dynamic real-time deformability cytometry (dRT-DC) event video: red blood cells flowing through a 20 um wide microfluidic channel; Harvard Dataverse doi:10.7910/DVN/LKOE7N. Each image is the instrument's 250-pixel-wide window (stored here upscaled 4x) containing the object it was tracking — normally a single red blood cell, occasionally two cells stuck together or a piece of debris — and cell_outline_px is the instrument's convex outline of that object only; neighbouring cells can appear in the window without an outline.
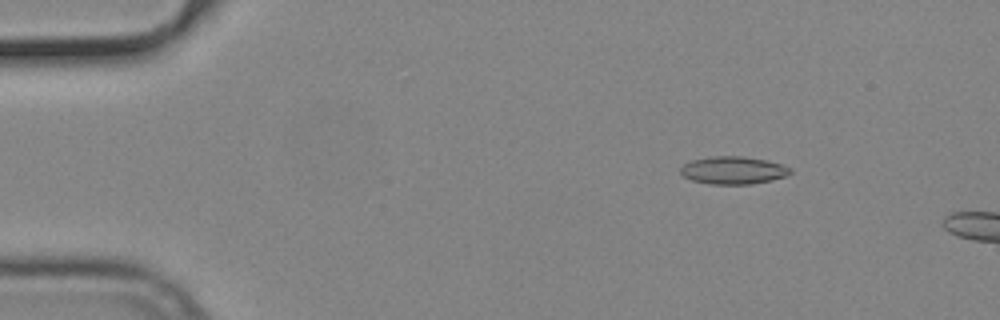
{"species": "common noctule bat (a hibernating species)", "species_latin": "Nyctalus noctula", "temperature_condition": "cold", "stored_images_in_passage": 11, "camera_frame_rate_fps": 3000, "um_per_image_px": 0.085, "animal": {"sex": "male", "body_mass_g": 19.2, "forearm_length_mm": 51.8}, "frame": {"image": 1, "passage_image": 8, "time_ms": 2.333, "image_size_px": [1000, 320], "cell_outline_px": [[792, 172], [784, 176], [772, 180], [752, 184], [708, 184], [692, 180], [684, 176], [680, 172], [680, 168], [684, 164], [692, 160], [712, 156], [744, 156], [764, 160], [780, 164], [792, 168]], "centroid_in_image_um": [62.31, 14.48], "position_along_channel_um": 22.7, "area_um2": 17.63}}